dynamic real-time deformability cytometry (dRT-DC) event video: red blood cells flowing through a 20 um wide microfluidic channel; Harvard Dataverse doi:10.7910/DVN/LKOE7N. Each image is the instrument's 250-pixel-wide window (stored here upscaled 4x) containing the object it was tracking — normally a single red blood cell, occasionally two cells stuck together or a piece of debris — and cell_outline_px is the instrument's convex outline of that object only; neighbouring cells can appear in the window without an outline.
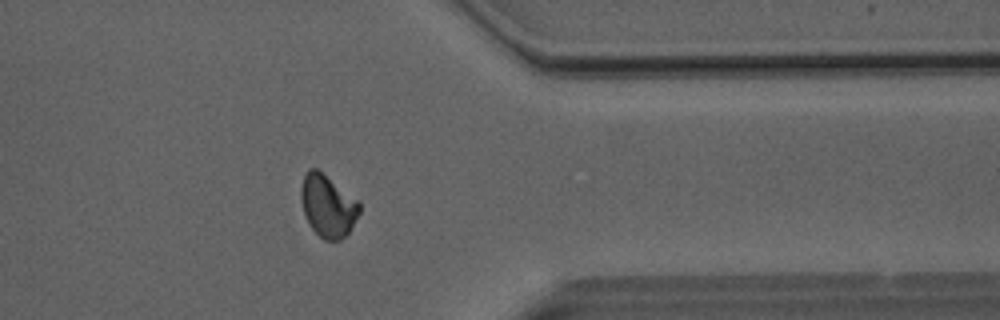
{"species": "Egyptian fruit bat (a non-hibernating species)", "species_latin": "Rousettus aegyptiacus", "temperature_condition": "room temperature", "stored_images_in_passage": 40, "camera_frame_rate_fps": 3000, "um_per_image_px": 0.085, "animal": {"sex": "male"}, "frame": {"image": 1, "passage_image": 29, "time_ms": 9.333, "image_size_px": [1000, 320], "cell_outline_px": [[360, 212], [348, 232], [340, 240], [324, 240], [312, 228], [304, 212], [300, 200], [300, 188], [304, 176], [312, 168], [316, 168], [360, 200]], "centroid_in_image_um": [27.88, 17.48], "position_along_channel_um": 383.5, "area_um2": 21.04}, "authors_computed_cell_mechanics": {"area_um2": 21.0392, "velocity_mm_per_s": 4.0377, "shape_relaxation_time_tau1_ms": 4.7474, "shape_relaxation_time_tau2_ms": 3.0, "deformation_change_tau1": 0.1312, "deformation_change_tau2": 0.0853}}